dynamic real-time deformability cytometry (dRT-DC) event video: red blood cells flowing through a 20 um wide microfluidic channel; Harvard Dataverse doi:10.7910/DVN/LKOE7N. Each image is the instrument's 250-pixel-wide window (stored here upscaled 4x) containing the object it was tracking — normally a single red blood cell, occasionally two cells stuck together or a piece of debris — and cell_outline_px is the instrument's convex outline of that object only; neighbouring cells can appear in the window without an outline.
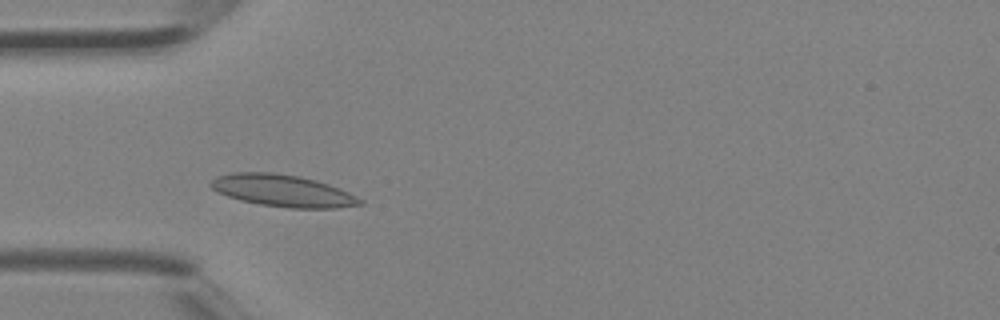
{"species": "Egyptian fruit bat (a non-hibernating species)", "species_latin": "Rousettus aegyptiacus", "temperature_condition": "room temperature", "stored_images_in_passage": 2, "camera_frame_rate_fps": 3000, "um_per_image_px": 0.085, "animal": {"sex": "female"}, "frame": {"image": 1, "passage_image": 2, "time_ms": 0.333, "image_size_px": [1000, 320], "cell_outline_px": [[364, 204], [336, 208], [288, 208], [260, 204], [240, 200], [216, 192], [208, 184], [216, 176], [232, 172], [272, 172], [300, 176], [316, 180], [340, 188], [364, 200]], "centroid_in_image_um": [24.02, 16.2], "position_along_channel_um": 61.0, "area_um2": 27.98}}